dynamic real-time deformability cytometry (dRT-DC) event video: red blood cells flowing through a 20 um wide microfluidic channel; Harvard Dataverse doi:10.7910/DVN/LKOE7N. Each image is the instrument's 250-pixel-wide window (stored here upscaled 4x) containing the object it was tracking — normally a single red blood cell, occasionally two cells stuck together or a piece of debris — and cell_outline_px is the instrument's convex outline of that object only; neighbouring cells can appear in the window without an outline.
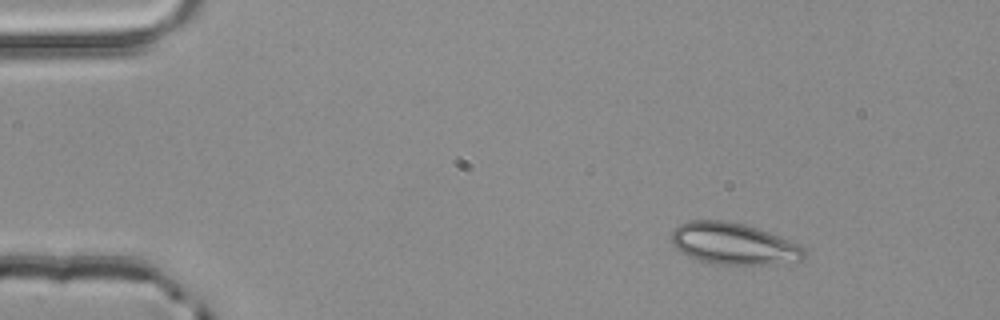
{"species": "common noctule bat (a hibernating species)", "species_latin": "Nyctalus noctula", "temperature_condition": "room temperature", "stored_images_in_passage": 3, "camera_frame_rate_fps": 3000, "um_per_image_px": 0.085, "animal": {"sex": "male", "body_mass_g": 20.4}, "frame": {"image": 1, "passage_image": 1, "time_ms": 0.0, "image_size_px": [1000, 320], "cell_outline_px": [[804, 260], [760, 264], [720, 264], [700, 260], [688, 256], [676, 248], [668, 236], [680, 224], [688, 220], [728, 220], [744, 224], [768, 232], [800, 244], [804, 248]], "centroid_in_image_um": [62.32, 20.69], "position_along_channel_um": 22.7, "area_um2": 31.96}}